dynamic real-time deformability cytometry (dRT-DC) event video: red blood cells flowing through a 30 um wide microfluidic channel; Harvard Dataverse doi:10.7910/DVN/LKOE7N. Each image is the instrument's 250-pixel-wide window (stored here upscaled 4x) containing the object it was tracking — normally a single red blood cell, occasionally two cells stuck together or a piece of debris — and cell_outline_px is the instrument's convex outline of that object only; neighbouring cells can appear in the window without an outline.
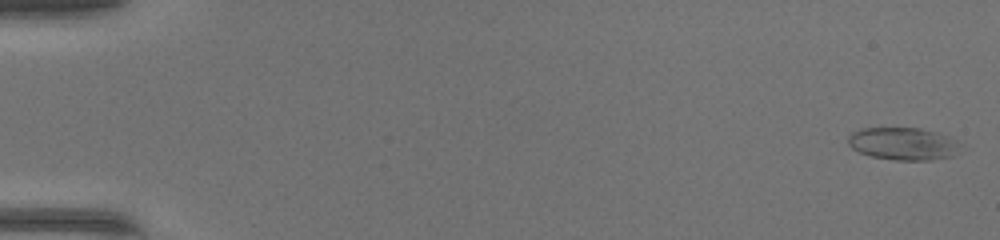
{"species": "common noctule bat (a hibernating species)", "species_latin": "Nyctalus noctula", "temperature_condition": "warm", "stored_images_in_passage": 51, "camera_frame_rate_fps": 3000, "um_per_image_px": 0.085, "animal": {"sex": "female", "body_mass_g": 17.0, "forearm_length_mm": 48.0}, "frame": {"image": 1, "passage_image": 2, "time_ms": 0.333, "image_size_px": [1000, 240], "cell_outline_px": [[960, 144], [952, 156], [928, 160], [896, 160], [872, 156], [860, 152], [852, 148], [848, 144], [848, 136], [852, 132], [860, 128], [920, 128], [936, 132], [948, 136], [956, 140]], "centroid_in_image_um": [76.73, 12.2], "position_along_channel_um": 8.3, "area_um2": 21.1}}
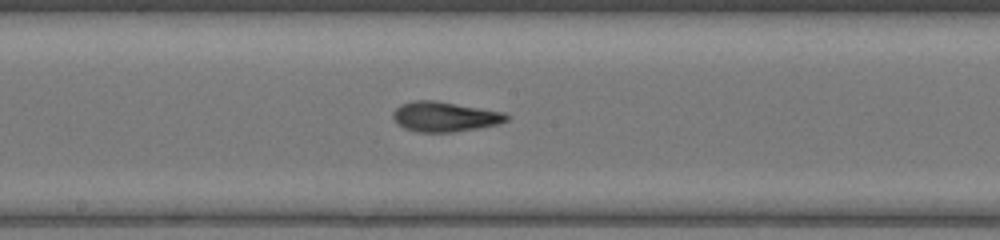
{"frame": {"image": 2, "passage_image": 29, "time_ms": 9.333, "image_size_px": [1000, 240], "cell_outline_px": [[512, 116], [508, 120], [500, 124], [452, 132], [416, 132], [404, 128], [396, 124], [392, 116], [392, 112], [400, 104], [412, 100], [436, 100], [504, 112]], "centroid_in_image_um": [37.79, 9.91], "position_along_channel_um": 210.4, "area_um2": 20.11}}
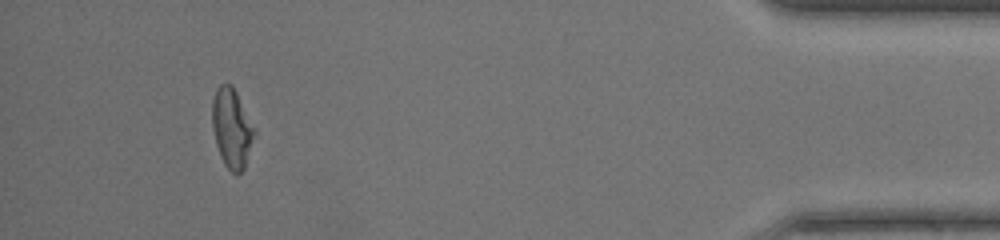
{"frame": {"image": 3, "passage_image": 48, "time_ms": 15.667, "image_size_px": [1000, 240], "cell_outline_px": [[256, 132], [244, 168], [236, 176], [224, 164], [220, 156], [216, 144], [212, 124], [212, 100], [216, 88], [220, 84], [232, 84]], "centroid_in_image_um": [19.68, 10.9], "position_along_channel_um": 415.5, "area_um2": 19.31}, "authors_computed_cell_mechanics": {"area_um2": 20.1144, "velocity_mm_per_s": 4.219, "shape_relaxation_time_tau1_ms": 9.5079, "shape_relaxation_time_tau2_ms": 2.1634, "deformation_change_tau1": 0.2639, "deformation_change_tau2": 0.1049}}